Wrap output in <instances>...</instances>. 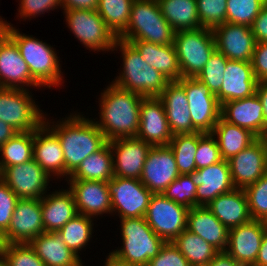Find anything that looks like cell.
Listing matches in <instances>:
<instances>
[{"mask_svg": "<svg viewBox=\"0 0 267 266\" xmlns=\"http://www.w3.org/2000/svg\"><path fill=\"white\" fill-rule=\"evenodd\" d=\"M78 111L70 113L57 122L47 119L44 123L58 136L65 159V178L78 168L81 162L100 150L106 143L104 134L97 127L93 118L83 116ZM52 121V122H51Z\"/></svg>", "mask_w": 267, "mask_h": 266, "instance_id": "6da1fadb", "label": "cell"}, {"mask_svg": "<svg viewBox=\"0 0 267 266\" xmlns=\"http://www.w3.org/2000/svg\"><path fill=\"white\" fill-rule=\"evenodd\" d=\"M144 96L110 82L99 97V120L94 119L107 142L136 137L140 126V105ZM98 120V121H96Z\"/></svg>", "mask_w": 267, "mask_h": 266, "instance_id": "7a4b0ae2", "label": "cell"}, {"mask_svg": "<svg viewBox=\"0 0 267 266\" xmlns=\"http://www.w3.org/2000/svg\"><path fill=\"white\" fill-rule=\"evenodd\" d=\"M115 50L121 52L122 70L111 82L144 97H158L170 81L143 60L130 42L117 38Z\"/></svg>", "mask_w": 267, "mask_h": 266, "instance_id": "3957f363", "label": "cell"}, {"mask_svg": "<svg viewBox=\"0 0 267 266\" xmlns=\"http://www.w3.org/2000/svg\"><path fill=\"white\" fill-rule=\"evenodd\" d=\"M8 36L16 43L22 58L27 63L31 76L42 86L60 87L64 83L63 72L57 51L40 39L21 33L11 22ZM63 81V82H62Z\"/></svg>", "mask_w": 267, "mask_h": 266, "instance_id": "277c9868", "label": "cell"}, {"mask_svg": "<svg viewBox=\"0 0 267 266\" xmlns=\"http://www.w3.org/2000/svg\"><path fill=\"white\" fill-rule=\"evenodd\" d=\"M174 34L157 0H134L127 28L118 38L168 45L173 44Z\"/></svg>", "mask_w": 267, "mask_h": 266, "instance_id": "5b68a950", "label": "cell"}, {"mask_svg": "<svg viewBox=\"0 0 267 266\" xmlns=\"http://www.w3.org/2000/svg\"><path fill=\"white\" fill-rule=\"evenodd\" d=\"M122 246L111 251L133 266H147L166 243L147 224L144 217L121 218Z\"/></svg>", "mask_w": 267, "mask_h": 266, "instance_id": "8992f818", "label": "cell"}, {"mask_svg": "<svg viewBox=\"0 0 267 266\" xmlns=\"http://www.w3.org/2000/svg\"><path fill=\"white\" fill-rule=\"evenodd\" d=\"M173 45L182 77H196L216 50L212 29L203 27L175 32Z\"/></svg>", "mask_w": 267, "mask_h": 266, "instance_id": "52a82bcc", "label": "cell"}, {"mask_svg": "<svg viewBox=\"0 0 267 266\" xmlns=\"http://www.w3.org/2000/svg\"><path fill=\"white\" fill-rule=\"evenodd\" d=\"M30 90L0 88V120L17 132L34 131L45 120Z\"/></svg>", "mask_w": 267, "mask_h": 266, "instance_id": "ba28073f", "label": "cell"}, {"mask_svg": "<svg viewBox=\"0 0 267 266\" xmlns=\"http://www.w3.org/2000/svg\"><path fill=\"white\" fill-rule=\"evenodd\" d=\"M65 21L75 38L93 52H112L117 37L97 10H63Z\"/></svg>", "mask_w": 267, "mask_h": 266, "instance_id": "9c48e42d", "label": "cell"}, {"mask_svg": "<svg viewBox=\"0 0 267 266\" xmlns=\"http://www.w3.org/2000/svg\"><path fill=\"white\" fill-rule=\"evenodd\" d=\"M189 208L167 199L162 194H152L144 216L150 228L165 242H173L187 229Z\"/></svg>", "mask_w": 267, "mask_h": 266, "instance_id": "30bf717a", "label": "cell"}, {"mask_svg": "<svg viewBox=\"0 0 267 266\" xmlns=\"http://www.w3.org/2000/svg\"><path fill=\"white\" fill-rule=\"evenodd\" d=\"M177 82L186 93L193 127L201 133H212L221 113L216 95L195 77H182Z\"/></svg>", "mask_w": 267, "mask_h": 266, "instance_id": "8fae6325", "label": "cell"}, {"mask_svg": "<svg viewBox=\"0 0 267 266\" xmlns=\"http://www.w3.org/2000/svg\"><path fill=\"white\" fill-rule=\"evenodd\" d=\"M108 189L113 216L115 214L120 219L145 216L153 193L140 179L114 176L108 181Z\"/></svg>", "mask_w": 267, "mask_h": 266, "instance_id": "7c38bea8", "label": "cell"}, {"mask_svg": "<svg viewBox=\"0 0 267 266\" xmlns=\"http://www.w3.org/2000/svg\"><path fill=\"white\" fill-rule=\"evenodd\" d=\"M0 178L19 199H42L48 193L50 181H53V177L34 159L5 167L0 172Z\"/></svg>", "mask_w": 267, "mask_h": 266, "instance_id": "4fadbf2b", "label": "cell"}, {"mask_svg": "<svg viewBox=\"0 0 267 266\" xmlns=\"http://www.w3.org/2000/svg\"><path fill=\"white\" fill-rule=\"evenodd\" d=\"M228 161L235 188L244 189L267 173V139L257 138Z\"/></svg>", "mask_w": 267, "mask_h": 266, "instance_id": "5bb4252c", "label": "cell"}, {"mask_svg": "<svg viewBox=\"0 0 267 266\" xmlns=\"http://www.w3.org/2000/svg\"><path fill=\"white\" fill-rule=\"evenodd\" d=\"M44 233L41 199H19L8 229L2 234L4 244L29 243Z\"/></svg>", "mask_w": 267, "mask_h": 266, "instance_id": "9a60e30c", "label": "cell"}, {"mask_svg": "<svg viewBox=\"0 0 267 266\" xmlns=\"http://www.w3.org/2000/svg\"><path fill=\"white\" fill-rule=\"evenodd\" d=\"M179 175L170 146H152L143 166L141 183L153 194H161Z\"/></svg>", "mask_w": 267, "mask_h": 266, "instance_id": "2e32d148", "label": "cell"}, {"mask_svg": "<svg viewBox=\"0 0 267 266\" xmlns=\"http://www.w3.org/2000/svg\"><path fill=\"white\" fill-rule=\"evenodd\" d=\"M267 222L252 219L228 231L226 252L244 266H253L261 247Z\"/></svg>", "mask_w": 267, "mask_h": 266, "instance_id": "e0dca14e", "label": "cell"}, {"mask_svg": "<svg viewBox=\"0 0 267 266\" xmlns=\"http://www.w3.org/2000/svg\"><path fill=\"white\" fill-rule=\"evenodd\" d=\"M29 87L43 89L31 76L16 43L7 36L0 44V88L29 90Z\"/></svg>", "mask_w": 267, "mask_h": 266, "instance_id": "ac0fdd59", "label": "cell"}, {"mask_svg": "<svg viewBox=\"0 0 267 266\" xmlns=\"http://www.w3.org/2000/svg\"><path fill=\"white\" fill-rule=\"evenodd\" d=\"M113 156L114 176L140 179L151 145L137 138H118L109 141Z\"/></svg>", "mask_w": 267, "mask_h": 266, "instance_id": "d6986e66", "label": "cell"}, {"mask_svg": "<svg viewBox=\"0 0 267 266\" xmlns=\"http://www.w3.org/2000/svg\"><path fill=\"white\" fill-rule=\"evenodd\" d=\"M216 50L229 60L249 61L256 46L250 26L223 23L212 29Z\"/></svg>", "mask_w": 267, "mask_h": 266, "instance_id": "ffe728a7", "label": "cell"}, {"mask_svg": "<svg viewBox=\"0 0 267 266\" xmlns=\"http://www.w3.org/2000/svg\"><path fill=\"white\" fill-rule=\"evenodd\" d=\"M75 200L78 214L92 218L112 215L108 182L91 180H66Z\"/></svg>", "mask_w": 267, "mask_h": 266, "instance_id": "44dd1931", "label": "cell"}, {"mask_svg": "<svg viewBox=\"0 0 267 266\" xmlns=\"http://www.w3.org/2000/svg\"><path fill=\"white\" fill-rule=\"evenodd\" d=\"M137 138L151 146H167L170 131L163 102L158 97H144L140 105V126Z\"/></svg>", "mask_w": 267, "mask_h": 266, "instance_id": "7402d4cb", "label": "cell"}, {"mask_svg": "<svg viewBox=\"0 0 267 266\" xmlns=\"http://www.w3.org/2000/svg\"><path fill=\"white\" fill-rule=\"evenodd\" d=\"M220 117L228 123L250 130L258 138L267 136L263 105L257 93L221 104Z\"/></svg>", "mask_w": 267, "mask_h": 266, "instance_id": "603a6c76", "label": "cell"}, {"mask_svg": "<svg viewBox=\"0 0 267 266\" xmlns=\"http://www.w3.org/2000/svg\"><path fill=\"white\" fill-rule=\"evenodd\" d=\"M191 178L197 186L196 206L207 207L219 195L235 188L228 161L223 159L208 167L195 170L191 173Z\"/></svg>", "mask_w": 267, "mask_h": 266, "instance_id": "cb8c5ba5", "label": "cell"}, {"mask_svg": "<svg viewBox=\"0 0 267 266\" xmlns=\"http://www.w3.org/2000/svg\"><path fill=\"white\" fill-rule=\"evenodd\" d=\"M33 159L51 177L65 178V159L58 136L43 123L34 130Z\"/></svg>", "mask_w": 267, "mask_h": 266, "instance_id": "d4e9b609", "label": "cell"}, {"mask_svg": "<svg viewBox=\"0 0 267 266\" xmlns=\"http://www.w3.org/2000/svg\"><path fill=\"white\" fill-rule=\"evenodd\" d=\"M257 80L251 62L228 60L224 79L216 95L219 104L250 97L256 93Z\"/></svg>", "mask_w": 267, "mask_h": 266, "instance_id": "484cf974", "label": "cell"}, {"mask_svg": "<svg viewBox=\"0 0 267 266\" xmlns=\"http://www.w3.org/2000/svg\"><path fill=\"white\" fill-rule=\"evenodd\" d=\"M158 98L164 104L168 125L173 135L198 132L192 124L184 88L177 81H170Z\"/></svg>", "mask_w": 267, "mask_h": 266, "instance_id": "4316f807", "label": "cell"}, {"mask_svg": "<svg viewBox=\"0 0 267 266\" xmlns=\"http://www.w3.org/2000/svg\"><path fill=\"white\" fill-rule=\"evenodd\" d=\"M41 212L44 232H58L78 214L72 192L63 188L44 195Z\"/></svg>", "mask_w": 267, "mask_h": 266, "instance_id": "83f0119b", "label": "cell"}, {"mask_svg": "<svg viewBox=\"0 0 267 266\" xmlns=\"http://www.w3.org/2000/svg\"><path fill=\"white\" fill-rule=\"evenodd\" d=\"M207 208L229 230L252 220L244 189L219 195Z\"/></svg>", "mask_w": 267, "mask_h": 266, "instance_id": "f1b7e54d", "label": "cell"}, {"mask_svg": "<svg viewBox=\"0 0 267 266\" xmlns=\"http://www.w3.org/2000/svg\"><path fill=\"white\" fill-rule=\"evenodd\" d=\"M187 230L199 235L218 251H225L228 229L205 206H195L187 214Z\"/></svg>", "mask_w": 267, "mask_h": 266, "instance_id": "f546056e", "label": "cell"}, {"mask_svg": "<svg viewBox=\"0 0 267 266\" xmlns=\"http://www.w3.org/2000/svg\"><path fill=\"white\" fill-rule=\"evenodd\" d=\"M45 266H86L64 243L58 232H44L29 242Z\"/></svg>", "mask_w": 267, "mask_h": 266, "instance_id": "4dcf8cb0", "label": "cell"}, {"mask_svg": "<svg viewBox=\"0 0 267 266\" xmlns=\"http://www.w3.org/2000/svg\"><path fill=\"white\" fill-rule=\"evenodd\" d=\"M130 42L151 67L158 70L169 81L182 78L178 56L173 44L158 45L146 41Z\"/></svg>", "mask_w": 267, "mask_h": 266, "instance_id": "1f68e13d", "label": "cell"}, {"mask_svg": "<svg viewBox=\"0 0 267 266\" xmlns=\"http://www.w3.org/2000/svg\"><path fill=\"white\" fill-rule=\"evenodd\" d=\"M211 134L217 140L223 160H229L258 138L250 130L228 123L221 117Z\"/></svg>", "mask_w": 267, "mask_h": 266, "instance_id": "d6a6232c", "label": "cell"}, {"mask_svg": "<svg viewBox=\"0 0 267 266\" xmlns=\"http://www.w3.org/2000/svg\"><path fill=\"white\" fill-rule=\"evenodd\" d=\"M114 177L113 156L107 142L100 150L86 157L67 180L108 182Z\"/></svg>", "mask_w": 267, "mask_h": 266, "instance_id": "836d02e7", "label": "cell"}, {"mask_svg": "<svg viewBox=\"0 0 267 266\" xmlns=\"http://www.w3.org/2000/svg\"><path fill=\"white\" fill-rule=\"evenodd\" d=\"M163 17L172 29L193 30L201 27L196 0H157Z\"/></svg>", "mask_w": 267, "mask_h": 266, "instance_id": "e575fe53", "label": "cell"}, {"mask_svg": "<svg viewBox=\"0 0 267 266\" xmlns=\"http://www.w3.org/2000/svg\"><path fill=\"white\" fill-rule=\"evenodd\" d=\"M173 244L187 259L191 266L209 264L219 252L202 237L187 229L173 241Z\"/></svg>", "mask_w": 267, "mask_h": 266, "instance_id": "d590c367", "label": "cell"}, {"mask_svg": "<svg viewBox=\"0 0 267 266\" xmlns=\"http://www.w3.org/2000/svg\"><path fill=\"white\" fill-rule=\"evenodd\" d=\"M34 131L18 132L0 147V172L33 159Z\"/></svg>", "mask_w": 267, "mask_h": 266, "instance_id": "8d00e7d4", "label": "cell"}, {"mask_svg": "<svg viewBox=\"0 0 267 266\" xmlns=\"http://www.w3.org/2000/svg\"><path fill=\"white\" fill-rule=\"evenodd\" d=\"M94 218L77 214L70 219L59 231L64 243L80 258V251L83 250L92 238L94 233Z\"/></svg>", "mask_w": 267, "mask_h": 266, "instance_id": "74e56055", "label": "cell"}, {"mask_svg": "<svg viewBox=\"0 0 267 266\" xmlns=\"http://www.w3.org/2000/svg\"><path fill=\"white\" fill-rule=\"evenodd\" d=\"M205 133H185L173 135L169 146L177 163L180 174H191L196 170L195 155L198 147V140Z\"/></svg>", "mask_w": 267, "mask_h": 266, "instance_id": "f35d334b", "label": "cell"}, {"mask_svg": "<svg viewBox=\"0 0 267 266\" xmlns=\"http://www.w3.org/2000/svg\"><path fill=\"white\" fill-rule=\"evenodd\" d=\"M134 0H99L97 12L118 38L127 28Z\"/></svg>", "mask_w": 267, "mask_h": 266, "instance_id": "ab89813d", "label": "cell"}, {"mask_svg": "<svg viewBox=\"0 0 267 266\" xmlns=\"http://www.w3.org/2000/svg\"><path fill=\"white\" fill-rule=\"evenodd\" d=\"M267 0H227L226 22L251 26Z\"/></svg>", "mask_w": 267, "mask_h": 266, "instance_id": "60d3db41", "label": "cell"}, {"mask_svg": "<svg viewBox=\"0 0 267 266\" xmlns=\"http://www.w3.org/2000/svg\"><path fill=\"white\" fill-rule=\"evenodd\" d=\"M228 60L222 53L215 50L203 69L195 77L204 83L214 95H217L220 91Z\"/></svg>", "mask_w": 267, "mask_h": 266, "instance_id": "b9f144b4", "label": "cell"}, {"mask_svg": "<svg viewBox=\"0 0 267 266\" xmlns=\"http://www.w3.org/2000/svg\"><path fill=\"white\" fill-rule=\"evenodd\" d=\"M197 186L191 174H180L161 194L189 209L196 206Z\"/></svg>", "mask_w": 267, "mask_h": 266, "instance_id": "7bdbcfd3", "label": "cell"}, {"mask_svg": "<svg viewBox=\"0 0 267 266\" xmlns=\"http://www.w3.org/2000/svg\"><path fill=\"white\" fill-rule=\"evenodd\" d=\"M244 191L252 219L267 222V173Z\"/></svg>", "mask_w": 267, "mask_h": 266, "instance_id": "ee69618b", "label": "cell"}, {"mask_svg": "<svg viewBox=\"0 0 267 266\" xmlns=\"http://www.w3.org/2000/svg\"><path fill=\"white\" fill-rule=\"evenodd\" d=\"M0 254L10 266H45L29 243L4 244Z\"/></svg>", "mask_w": 267, "mask_h": 266, "instance_id": "f6af8a7d", "label": "cell"}, {"mask_svg": "<svg viewBox=\"0 0 267 266\" xmlns=\"http://www.w3.org/2000/svg\"><path fill=\"white\" fill-rule=\"evenodd\" d=\"M201 27L213 29L226 22L227 0H196Z\"/></svg>", "mask_w": 267, "mask_h": 266, "instance_id": "bcb514c9", "label": "cell"}, {"mask_svg": "<svg viewBox=\"0 0 267 266\" xmlns=\"http://www.w3.org/2000/svg\"><path fill=\"white\" fill-rule=\"evenodd\" d=\"M221 155L216 138L211 133H205L198 140L195 155L196 170L208 167L221 161Z\"/></svg>", "mask_w": 267, "mask_h": 266, "instance_id": "7dc6e473", "label": "cell"}, {"mask_svg": "<svg viewBox=\"0 0 267 266\" xmlns=\"http://www.w3.org/2000/svg\"><path fill=\"white\" fill-rule=\"evenodd\" d=\"M18 4V16L21 20H31L42 14L53 11L57 8L62 9L61 0H20Z\"/></svg>", "mask_w": 267, "mask_h": 266, "instance_id": "c3c4849f", "label": "cell"}, {"mask_svg": "<svg viewBox=\"0 0 267 266\" xmlns=\"http://www.w3.org/2000/svg\"><path fill=\"white\" fill-rule=\"evenodd\" d=\"M19 198L0 178V234L9 227L15 206Z\"/></svg>", "mask_w": 267, "mask_h": 266, "instance_id": "681fc988", "label": "cell"}, {"mask_svg": "<svg viewBox=\"0 0 267 266\" xmlns=\"http://www.w3.org/2000/svg\"><path fill=\"white\" fill-rule=\"evenodd\" d=\"M147 266H191L173 242H166Z\"/></svg>", "mask_w": 267, "mask_h": 266, "instance_id": "f907efd6", "label": "cell"}, {"mask_svg": "<svg viewBox=\"0 0 267 266\" xmlns=\"http://www.w3.org/2000/svg\"><path fill=\"white\" fill-rule=\"evenodd\" d=\"M251 65L257 82L267 81V42H256Z\"/></svg>", "mask_w": 267, "mask_h": 266, "instance_id": "816d5d0a", "label": "cell"}, {"mask_svg": "<svg viewBox=\"0 0 267 266\" xmlns=\"http://www.w3.org/2000/svg\"><path fill=\"white\" fill-rule=\"evenodd\" d=\"M256 42H267V3L250 26Z\"/></svg>", "mask_w": 267, "mask_h": 266, "instance_id": "f5cc1de1", "label": "cell"}, {"mask_svg": "<svg viewBox=\"0 0 267 266\" xmlns=\"http://www.w3.org/2000/svg\"><path fill=\"white\" fill-rule=\"evenodd\" d=\"M62 10H97L99 0H61Z\"/></svg>", "mask_w": 267, "mask_h": 266, "instance_id": "db71d44e", "label": "cell"}, {"mask_svg": "<svg viewBox=\"0 0 267 266\" xmlns=\"http://www.w3.org/2000/svg\"><path fill=\"white\" fill-rule=\"evenodd\" d=\"M210 266H244L231 257L226 251H219L210 261Z\"/></svg>", "mask_w": 267, "mask_h": 266, "instance_id": "11a10c76", "label": "cell"}, {"mask_svg": "<svg viewBox=\"0 0 267 266\" xmlns=\"http://www.w3.org/2000/svg\"><path fill=\"white\" fill-rule=\"evenodd\" d=\"M256 93L262 102L263 115L267 124V81L257 83Z\"/></svg>", "mask_w": 267, "mask_h": 266, "instance_id": "9f6ffc18", "label": "cell"}, {"mask_svg": "<svg viewBox=\"0 0 267 266\" xmlns=\"http://www.w3.org/2000/svg\"><path fill=\"white\" fill-rule=\"evenodd\" d=\"M18 133L14 128L0 120V147Z\"/></svg>", "mask_w": 267, "mask_h": 266, "instance_id": "6f0895ef", "label": "cell"}, {"mask_svg": "<svg viewBox=\"0 0 267 266\" xmlns=\"http://www.w3.org/2000/svg\"><path fill=\"white\" fill-rule=\"evenodd\" d=\"M253 266H267V231L264 234L256 262Z\"/></svg>", "mask_w": 267, "mask_h": 266, "instance_id": "680465c9", "label": "cell"}, {"mask_svg": "<svg viewBox=\"0 0 267 266\" xmlns=\"http://www.w3.org/2000/svg\"><path fill=\"white\" fill-rule=\"evenodd\" d=\"M109 255L106 256V261L103 266H133L128 262H125L119 258H117L112 252L108 253Z\"/></svg>", "mask_w": 267, "mask_h": 266, "instance_id": "91938a15", "label": "cell"}, {"mask_svg": "<svg viewBox=\"0 0 267 266\" xmlns=\"http://www.w3.org/2000/svg\"><path fill=\"white\" fill-rule=\"evenodd\" d=\"M9 26L10 25L7 23V20L1 17L0 18V44L8 36Z\"/></svg>", "mask_w": 267, "mask_h": 266, "instance_id": "94428289", "label": "cell"}, {"mask_svg": "<svg viewBox=\"0 0 267 266\" xmlns=\"http://www.w3.org/2000/svg\"><path fill=\"white\" fill-rule=\"evenodd\" d=\"M0 266H10L1 254H0Z\"/></svg>", "mask_w": 267, "mask_h": 266, "instance_id": "6125c7cd", "label": "cell"}, {"mask_svg": "<svg viewBox=\"0 0 267 266\" xmlns=\"http://www.w3.org/2000/svg\"><path fill=\"white\" fill-rule=\"evenodd\" d=\"M4 246V242H3V239H2V235L0 234V253H1V250Z\"/></svg>", "mask_w": 267, "mask_h": 266, "instance_id": "be15d7a7", "label": "cell"}, {"mask_svg": "<svg viewBox=\"0 0 267 266\" xmlns=\"http://www.w3.org/2000/svg\"><path fill=\"white\" fill-rule=\"evenodd\" d=\"M194 266H210L209 264H204V265H194Z\"/></svg>", "mask_w": 267, "mask_h": 266, "instance_id": "e7e4bbea", "label": "cell"}]
</instances>
